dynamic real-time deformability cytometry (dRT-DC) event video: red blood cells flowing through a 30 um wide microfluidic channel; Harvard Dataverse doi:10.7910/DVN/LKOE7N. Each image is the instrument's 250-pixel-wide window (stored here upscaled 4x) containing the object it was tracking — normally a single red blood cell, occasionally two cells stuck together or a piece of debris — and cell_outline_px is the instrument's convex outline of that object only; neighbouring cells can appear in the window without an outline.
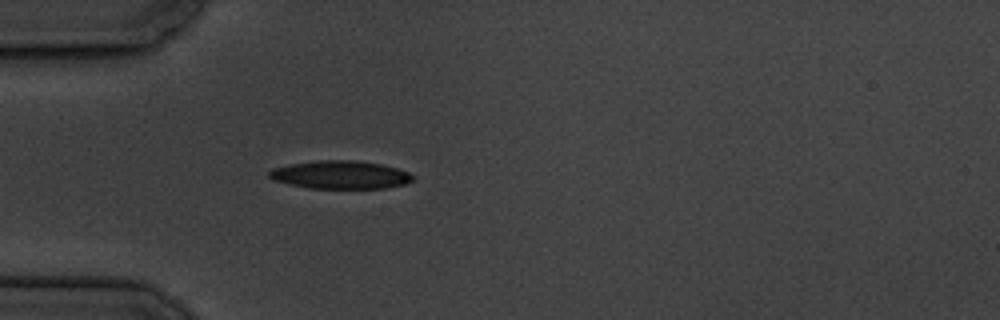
{"species": "common noctule bat (a hibernating species)", "species_latin": "Nyctalus noctula", "temperature_condition": "cold", "stored_images_in_passage": 1, "camera_frame_rate_fps": 3000, "um_per_image_px": 0.085, "animal": {"sex": "male", "body_mass_g": 19.5, "forearm_length_mm": 54.6}, "frame": {"image": 1, "passage_image": 1, "time_ms": 0.0, "image_size_px": [1000, 320], "cell_outline_px": [[416, 176], [412, 180], [404, 184], [384, 188], [308, 188], [276, 180], [268, 176], [268, 172], [272, 168], [288, 164], [320, 160], [356, 160], [380, 164], [396, 168], [408, 172]], "centroid_in_image_um": [28.94, 14.85], "position_along_channel_um": 56.1, "area_um2": 23.35}}